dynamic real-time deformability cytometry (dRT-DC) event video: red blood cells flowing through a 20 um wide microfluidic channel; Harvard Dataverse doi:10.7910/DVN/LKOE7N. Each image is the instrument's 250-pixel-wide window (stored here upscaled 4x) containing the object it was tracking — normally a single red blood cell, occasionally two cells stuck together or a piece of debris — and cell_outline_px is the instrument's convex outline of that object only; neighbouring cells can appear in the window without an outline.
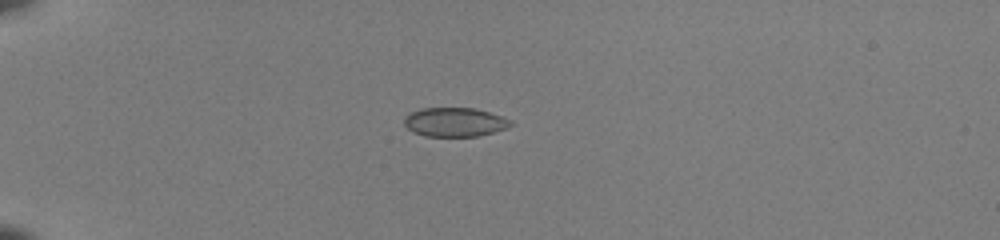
{"species": "common noctule bat (a hibernating species)", "species_latin": "Nyctalus noctula", "temperature_condition": "room temperature", "stored_images_in_passage": 37, "camera_frame_rate_fps": 3000, "um_per_image_px": 0.085, "animal": {"sex": "female", "body_mass_g": 22.0, "forearm_length_mm": 56.7}, "frame": {"image": 1, "passage_image": 1, "time_ms": 0.0, "image_size_px": [1000, 240], "cell_outline_px": [[512, 124], [508, 128], [480, 136], [424, 136], [412, 132], [404, 124], [404, 120], [412, 112], [424, 108], [476, 108], [512, 120]], "centroid_in_image_um": [38.68, 10.39], "position_along_channel_um": 46.3, "area_um2": 17.92}}
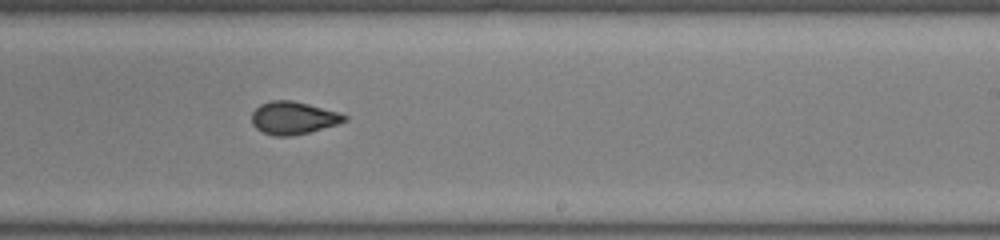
{"frame": {"image": 2, "passage_image": 20, "time_ms": 6.333, "image_size_px": [1000, 240], "cell_outline_px": [[348, 120], [336, 124], [308, 132], [292, 136], [276, 136], [264, 132], [256, 128], [252, 124], [252, 112], [260, 104], [272, 100], [292, 100], [340, 112], [348, 116]], "centroid_in_image_um": [24.93, 10.01], "position_along_channel_um": 264.1, "area_um2": 17.57}}
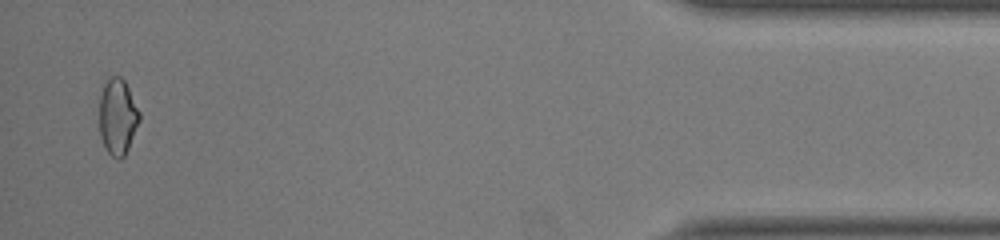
{"frame": {"image": 3, "passage_image": 36, "time_ms": 11.667, "image_size_px": [1000, 240], "cell_outline_px": [[140, 120], [128, 148], [124, 156], [112, 156], [104, 148], [100, 136], [100, 96], [104, 84], [108, 76], [120, 76], [124, 80], [140, 112]], "centroid_in_image_um": [9.99, 9.89], "position_along_channel_um": 425.2, "area_um2": 17.57}, "authors_computed_cell_mechanics": {"area_um2": 17.7446, "velocity_mm_per_s": 4.1103, "shape_relaxation_time_tau1_ms": null, "shape_relaxation_time_tau2_ms": 0.7862, "deformation_change_tau1": null, "deformation_change_tau2": 0.0608}}